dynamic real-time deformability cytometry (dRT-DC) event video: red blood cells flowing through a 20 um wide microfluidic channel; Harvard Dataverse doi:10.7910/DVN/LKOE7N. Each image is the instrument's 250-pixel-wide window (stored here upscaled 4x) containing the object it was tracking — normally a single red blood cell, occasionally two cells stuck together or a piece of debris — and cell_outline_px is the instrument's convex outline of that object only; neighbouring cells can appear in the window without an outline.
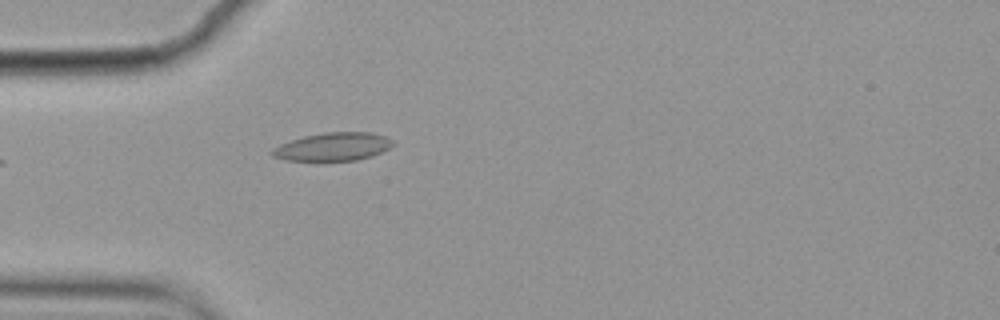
{"species": "common noctule bat (a hibernating species)", "species_latin": "Nyctalus noctula", "temperature_condition": "cold", "stored_images_in_passage": 3, "camera_frame_rate_fps": 3000, "um_per_image_px": 0.085, "animal": {"sex": "female", "body_mass_g": 19.9}, "frame": {"image": 1, "passage_image": 3, "time_ms": 0.667, "image_size_px": [1000, 320], "cell_outline_px": [[392, 144], [388, 148], [372, 156], [356, 160], [284, 160], [272, 156], [268, 152], [272, 148], [280, 144], [304, 136], [324, 132], [372, 132], [384, 136], [392, 140]], "centroid_in_image_um": [28.25, 12.46], "position_along_channel_um": 56.7, "area_um2": 19.65}}